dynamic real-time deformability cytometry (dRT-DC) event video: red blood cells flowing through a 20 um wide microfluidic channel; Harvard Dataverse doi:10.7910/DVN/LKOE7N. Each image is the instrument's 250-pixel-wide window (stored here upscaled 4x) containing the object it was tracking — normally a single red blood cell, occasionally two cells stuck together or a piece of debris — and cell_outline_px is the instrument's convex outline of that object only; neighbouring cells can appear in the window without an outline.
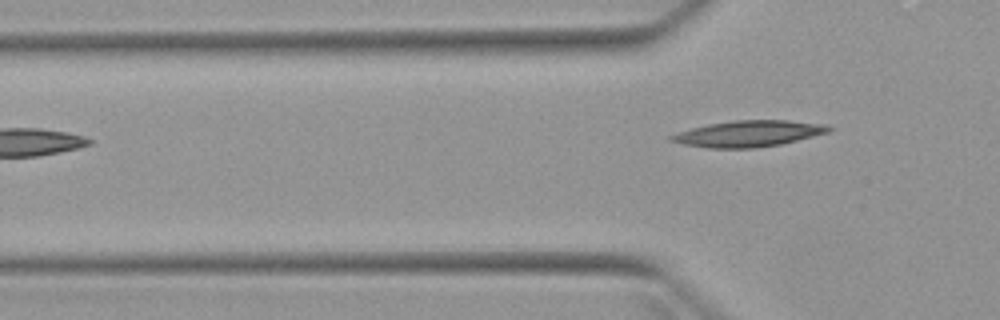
{"species": "Egyptian fruit bat (a non-hibernating species)", "species_latin": "Rousettus aegyptiacus", "temperature_condition": "warm", "stored_images_in_passage": 4, "camera_frame_rate_fps": 3000, "um_per_image_px": 0.085, "animal": {"sex": "female"}, "frame": {"image": 1, "passage_image": 2, "time_ms": 2.0, "image_size_px": [1000, 320], "cell_outline_px": [[836, 128], [828, 132], [780, 144], [756, 148], [708, 148], [684, 144], [668, 140], [668, 136], [692, 128], [708, 124], [736, 120], [788, 120], [828, 124]], "centroid_in_image_um": [63.66, 11.35], "position_along_channel_um": 62.1, "area_um2": 23.99}}
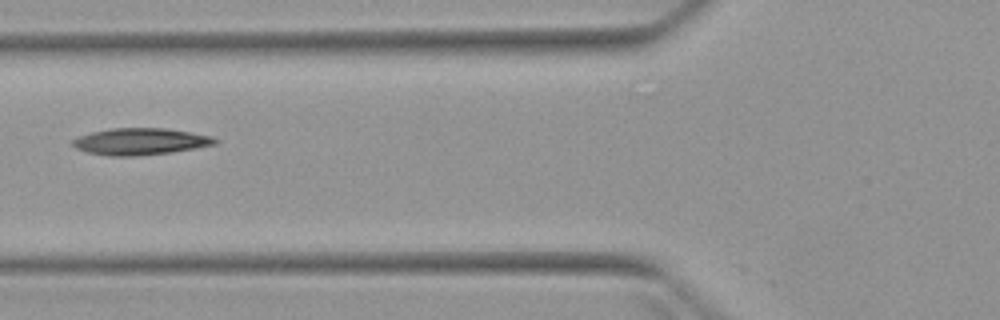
{"frame": {"image": 2, "passage_image": 3, "time_ms": 3.333, "image_size_px": [1000, 320], "cell_outline_px": [[220, 140], [216, 144], [196, 148], [172, 152], [136, 156], [108, 156], [88, 152], [76, 148], [72, 144], [72, 140], [80, 136], [92, 132], [112, 128], [164, 128], [212, 136]], "centroid_in_image_um": [11.95, 12.03], "position_along_channel_um": 113.9, "area_um2": 22.08}}
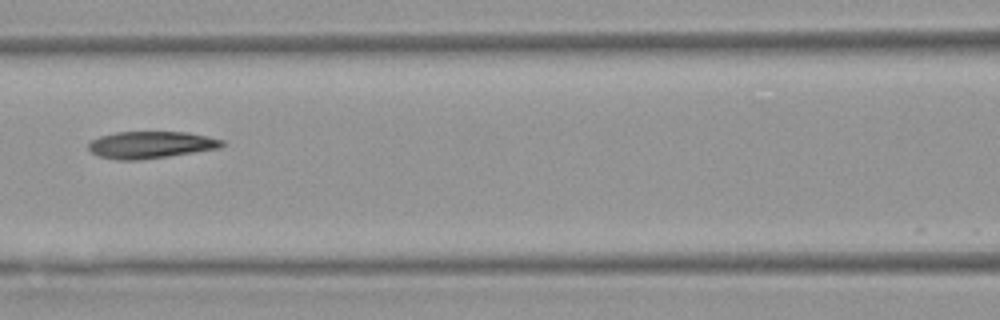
{"frame": {"image": 3, "passage_image": 4, "time_ms": 4.333, "image_size_px": [1000, 320], "cell_outline_px": [[224, 144], [220, 148], [168, 156], [136, 160], [116, 160], [100, 156], [92, 152], [88, 148], [88, 144], [92, 140], [100, 136], [116, 132], [188, 132], [224, 140]], "centroid_in_image_um": [12.81, 12.3], "position_along_channel_um": 153.8, "area_um2": 20.87}}